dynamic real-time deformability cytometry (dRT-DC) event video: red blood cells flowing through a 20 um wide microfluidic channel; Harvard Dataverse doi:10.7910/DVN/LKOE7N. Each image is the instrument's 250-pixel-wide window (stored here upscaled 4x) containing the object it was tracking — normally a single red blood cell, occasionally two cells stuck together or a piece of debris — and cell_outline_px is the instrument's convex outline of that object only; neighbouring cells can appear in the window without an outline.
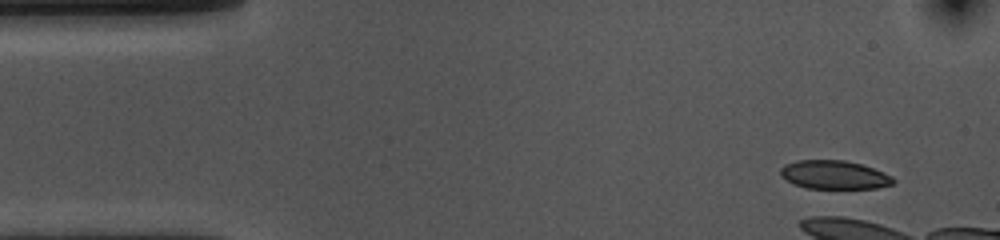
{"species": "common noctule bat (a hibernating species)", "species_latin": "Nyctalus noctula", "temperature_condition": "cold", "stored_images_in_passage": 4, "camera_frame_rate_fps": 3000, "um_per_image_px": 0.085, "animal": {"sex": "female", "body_mass_g": 10.0, "forearm_length_mm": 53.1}, "frame": {"image": 1, "passage_image": 1, "time_ms": 0.0, "image_size_px": [1000, 240], "cell_outline_px": [[896, 180], [892, 184], [876, 188], [804, 188], [792, 184], [780, 176], [780, 168], [784, 164], [796, 160], [844, 160], [860, 164], [884, 172], [892, 176]], "centroid_in_image_um": [70.86, 14.86], "position_along_channel_um": 14.1, "area_um2": 18.9}}